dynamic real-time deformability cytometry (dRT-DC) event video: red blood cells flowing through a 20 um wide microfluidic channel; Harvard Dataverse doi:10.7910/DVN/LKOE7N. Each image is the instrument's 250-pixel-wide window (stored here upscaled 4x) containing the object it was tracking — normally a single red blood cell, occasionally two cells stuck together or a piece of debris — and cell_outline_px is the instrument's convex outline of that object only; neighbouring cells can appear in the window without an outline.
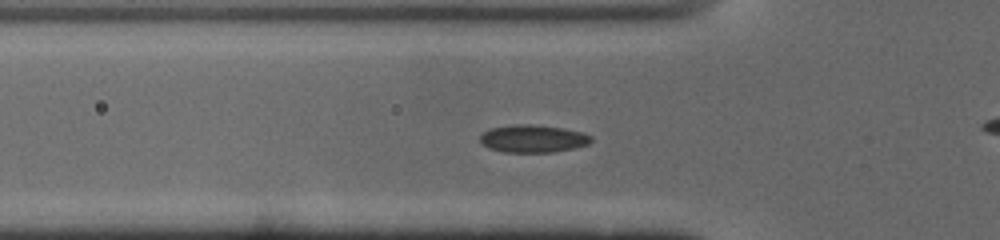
{"species": "common noctule bat (a hibernating species)", "species_latin": "Nyctalus noctula", "temperature_condition": "cold", "stored_images_in_passage": 39, "camera_frame_rate_fps": 3000, "um_per_image_px": 0.085, "animal": {"sex": "male", "body_mass_g": 19.0, "forearm_length_mm": 50.8}, "frame": {"image": 1, "passage_image": 4, "time_ms": 1.0, "image_size_px": [1000, 240], "cell_outline_px": [[592, 140], [588, 144], [572, 148], [552, 152], [504, 152], [488, 148], [480, 144], [480, 136], [484, 132], [492, 128], [516, 124], [532, 124], [564, 128], [584, 132], [592, 136]], "centroid_in_image_um": [45.3, 11.78], "position_along_channel_um": 80.5, "area_um2": 17.92}}
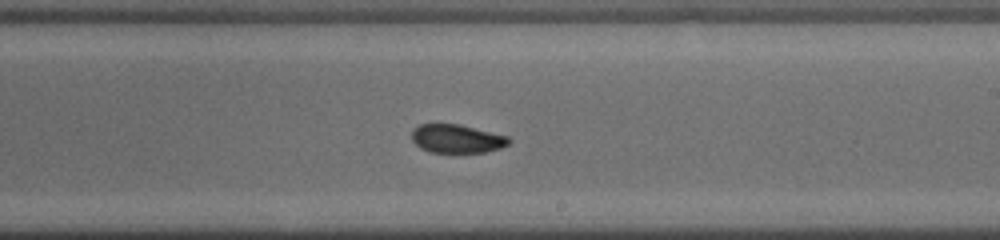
{"frame": {"image": 2, "passage_image": 17, "time_ms": 5.333, "image_size_px": [1000, 240], "cell_outline_px": [[512, 140], [508, 144], [500, 148], [484, 152], [428, 152], [420, 148], [412, 140], [412, 128], [420, 124], [460, 124], [508, 136]], "centroid_in_image_um": [38.82, 11.78], "position_along_channel_um": 250.2, "area_um2": 16.18}}
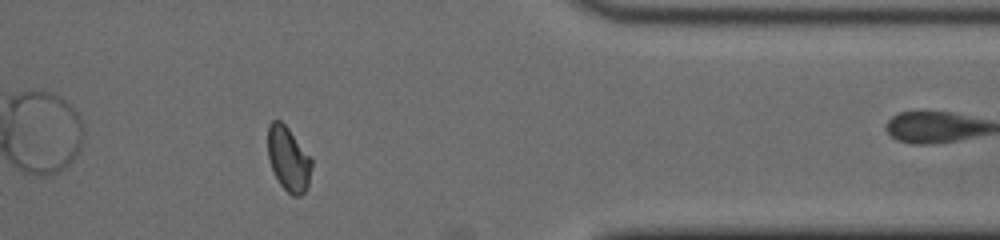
{"frame": {"image": 3, "passage_image": 29, "time_ms": 9.333, "image_size_px": [1000, 240], "cell_outline_px": [[312, 168], [308, 184], [304, 192], [300, 196], [292, 196], [280, 184], [268, 160], [268, 124], [272, 120], [280, 120], [288, 128], [312, 156]], "centroid_in_image_um": [24.53, 13.49], "position_along_channel_um": 386.9, "area_um2": 16.59}, "authors_computed_cell_mechanics": {"area_um2": 16.762, "velocity_mm_per_s": 3.9276, "shape_relaxation_time_tau1_ms": null, "shape_relaxation_time_tau2_ms": 1.5512, "deformation_change_tau1": null, "deformation_change_tau2": 0.0441}}